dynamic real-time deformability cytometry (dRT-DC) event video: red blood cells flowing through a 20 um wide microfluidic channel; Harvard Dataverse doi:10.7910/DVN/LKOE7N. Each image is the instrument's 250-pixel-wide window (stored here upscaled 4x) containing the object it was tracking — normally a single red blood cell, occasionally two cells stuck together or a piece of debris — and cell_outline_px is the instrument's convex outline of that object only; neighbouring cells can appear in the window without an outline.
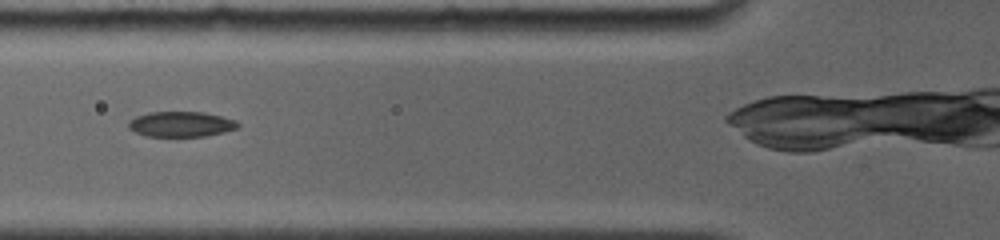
{"species": "common noctule bat (a hibernating species)", "species_latin": "Nyctalus noctula", "temperature_condition": "room temperature", "stored_images_in_passage": 7, "camera_frame_rate_fps": 4000, "um_per_image_px": 0.085, "animal": {"sex": "female", "body_mass_g": 19.0, "forearm_length_mm": 56.7}, "frame": {"image": 1, "passage_image": 4, "time_ms": 2.5, "image_size_px": [1000, 240], "cell_outline_px": [[240, 124], [236, 128], [224, 132], [208, 136], [144, 136], [128, 128], [128, 120], [136, 116], [148, 112], [204, 112], [236, 120]], "centroid_in_image_um": [15.36, 10.55], "position_along_channel_um": 110.4, "area_um2": 16.18}}
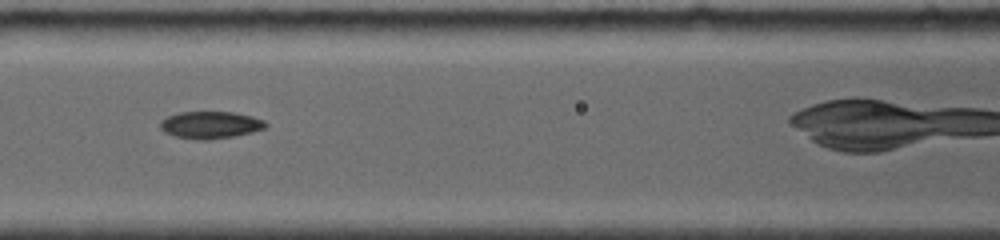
{"frame": {"image": 2, "passage_image": 5, "time_ms": 3.5, "image_size_px": [1000, 240], "cell_outline_px": [[268, 124], [264, 128], [252, 132], [232, 136], [208, 140], [204, 140], [176, 136], [164, 132], [160, 128], [160, 120], [168, 116], [180, 112], [232, 112], [252, 116], [264, 120]], "centroid_in_image_um": [17.88, 10.61], "position_along_channel_um": 148.7, "area_um2": 16.53}}
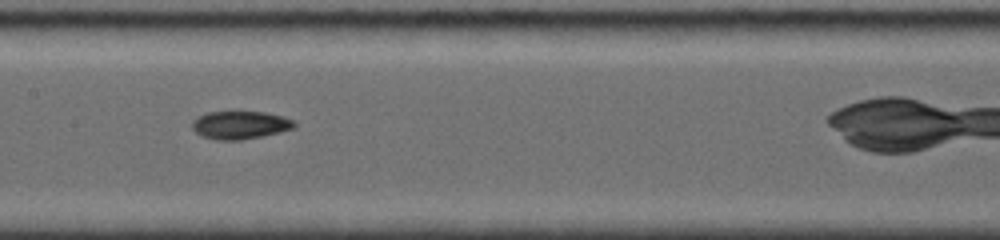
{"frame": {"image": 3, "passage_image": 6, "time_ms": 4.5, "image_size_px": [1000, 240], "cell_outline_px": [[296, 128], [264, 136], [240, 140], [216, 140], [204, 136], [196, 132], [192, 128], [192, 120], [208, 112], [264, 112], [280, 116], [292, 120], [296, 124]], "centroid_in_image_um": [20.42, 10.64], "position_along_channel_um": 187.0, "area_um2": 16.53}}